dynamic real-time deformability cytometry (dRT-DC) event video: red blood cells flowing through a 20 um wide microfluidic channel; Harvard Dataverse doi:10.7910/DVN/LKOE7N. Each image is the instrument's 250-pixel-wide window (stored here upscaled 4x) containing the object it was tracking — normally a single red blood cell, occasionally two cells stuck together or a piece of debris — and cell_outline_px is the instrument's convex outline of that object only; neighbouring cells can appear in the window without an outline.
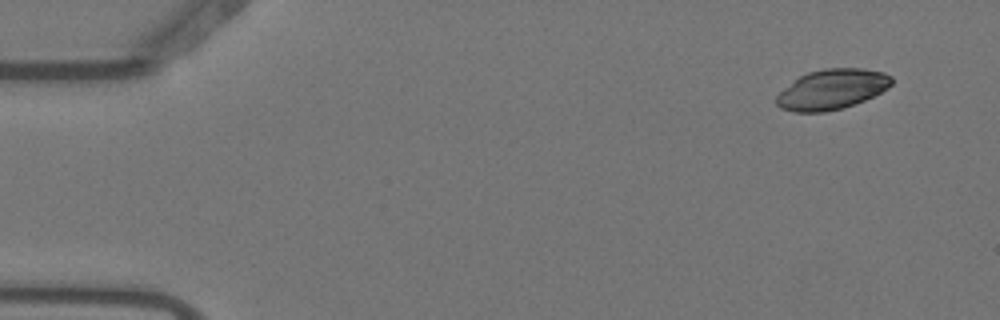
{"species": "Egyptian fruit bat (a non-hibernating species)", "species_latin": "Rousettus aegyptiacus", "temperature_condition": "warm", "stored_images_in_passage": 4, "camera_frame_rate_fps": 3000, "um_per_image_px": 0.085, "animal": {"sex": "female"}, "frame": {"image": 1, "passage_image": 1, "time_ms": 0.0, "image_size_px": [1000, 320], "cell_outline_px": [[892, 84], [888, 88], [864, 100], [844, 108], [824, 112], [796, 112], [780, 108], [776, 104], [776, 96], [784, 88], [800, 76], [808, 72], [824, 68], [864, 68], [884, 72], [892, 76]], "centroid_in_image_um": [70.72, 7.59], "position_along_channel_um": 14.3, "area_um2": 26.93}}